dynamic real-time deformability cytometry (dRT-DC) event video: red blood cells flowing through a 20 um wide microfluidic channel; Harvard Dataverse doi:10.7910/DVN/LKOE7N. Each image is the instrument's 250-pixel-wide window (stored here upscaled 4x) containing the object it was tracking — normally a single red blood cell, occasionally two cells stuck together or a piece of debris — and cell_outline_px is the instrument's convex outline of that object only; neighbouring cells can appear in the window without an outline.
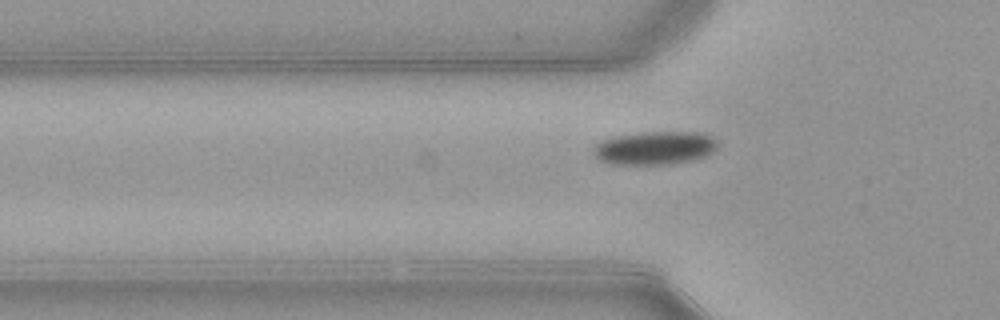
{"species": "common noctule bat (a hibernating species)", "species_latin": "Nyctalus noctula", "temperature_condition": "warm", "stored_images_in_passage": 37, "camera_frame_rate_fps": 3000, "um_per_image_px": 0.085, "animal": {"sex": "female", "body_mass_g": 21.9}, "frame": {"image": 1, "passage_image": 4, "time_ms": 1.0, "image_size_px": [1000, 320], "cell_outline_px": [[716, 148], [712, 152], [704, 156], [692, 160], [672, 164], [612, 164], [600, 160], [592, 152], [592, 148], [600, 140], [616, 136], [648, 132], [700, 132], [712, 136], [716, 140]], "centroid_in_image_um": [55.64, 12.57], "position_along_channel_um": 70.2, "area_um2": 24.04}}
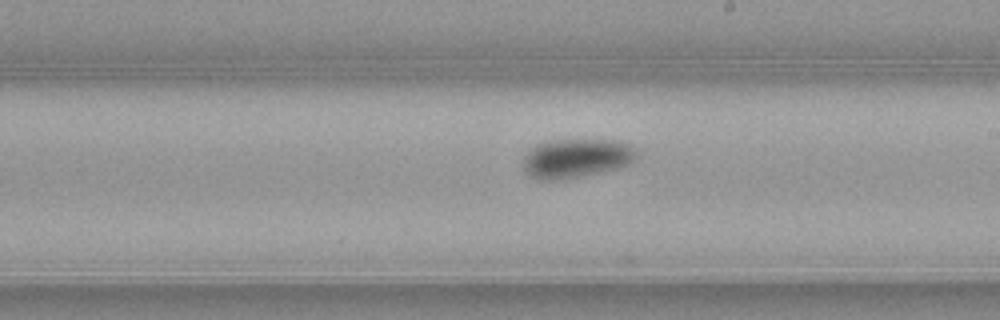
{"frame": {"image": 2, "passage_image": 17, "time_ms": 5.333, "image_size_px": [1000, 320], "cell_outline_px": [[636, 156], [628, 164], [616, 168], [600, 172], [564, 180], [536, 180], [524, 172], [524, 156], [536, 144], [548, 140], [612, 140], [628, 144], [636, 148]], "centroid_in_image_um": [48.93, 13.46], "position_along_channel_um": 240.1, "area_um2": 25.84}}
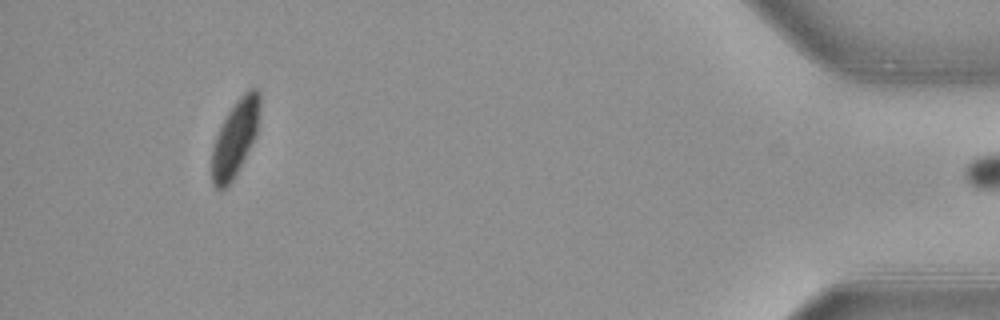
{"frame": {"image": 3, "passage_image": 36, "time_ms": 11.667, "image_size_px": [1000, 320], "cell_outline_px": [[260, 108], [256, 136], [232, 180], [224, 188], [216, 188], [212, 184], [212, 148], [216, 136], [228, 112], [236, 100], [248, 88], [256, 88], [260, 92]], "centroid_in_image_um": [20.0, 11.69], "position_along_channel_um": 415.2, "area_um2": 20.98}}